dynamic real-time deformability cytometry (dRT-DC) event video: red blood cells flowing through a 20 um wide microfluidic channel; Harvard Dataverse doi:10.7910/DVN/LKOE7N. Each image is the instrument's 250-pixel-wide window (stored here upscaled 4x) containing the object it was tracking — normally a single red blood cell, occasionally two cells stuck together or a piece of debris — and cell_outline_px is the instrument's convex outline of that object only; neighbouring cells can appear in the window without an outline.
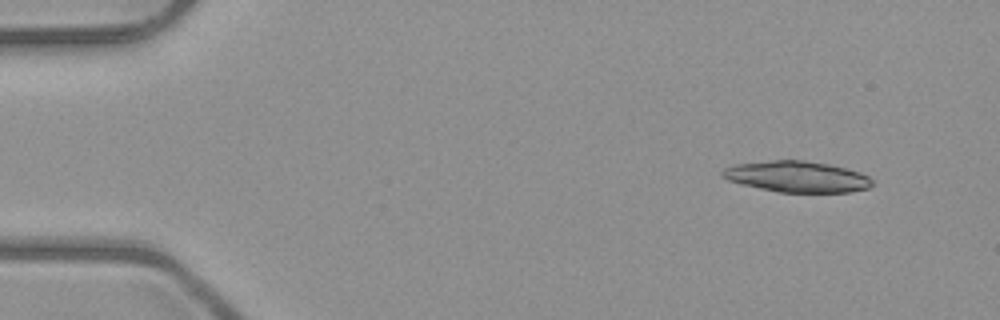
{"species": "common noctule bat (a hibernating species)", "species_latin": "Nyctalus noctula", "temperature_condition": "room temperature", "stored_images_in_passage": 5, "camera_frame_rate_fps": 3000, "um_per_image_px": 0.085, "animal": {"sex": "male", "body_mass_g": 23.1, "forearm_length_mm": 52.7}, "frame": {"image": 1, "passage_image": 1, "time_ms": 0.0, "image_size_px": [1000, 320], "cell_outline_px": [[872, 184], [868, 188], [848, 192], [780, 192], [740, 184], [728, 180], [720, 176], [720, 172], [724, 168], [736, 164], [772, 160], [804, 160], [828, 164], [860, 172], [868, 176], [872, 180]], "centroid_in_image_um": [67.71, 15.01], "position_along_channel_um": 17.3, "area_um2": 26.99}}